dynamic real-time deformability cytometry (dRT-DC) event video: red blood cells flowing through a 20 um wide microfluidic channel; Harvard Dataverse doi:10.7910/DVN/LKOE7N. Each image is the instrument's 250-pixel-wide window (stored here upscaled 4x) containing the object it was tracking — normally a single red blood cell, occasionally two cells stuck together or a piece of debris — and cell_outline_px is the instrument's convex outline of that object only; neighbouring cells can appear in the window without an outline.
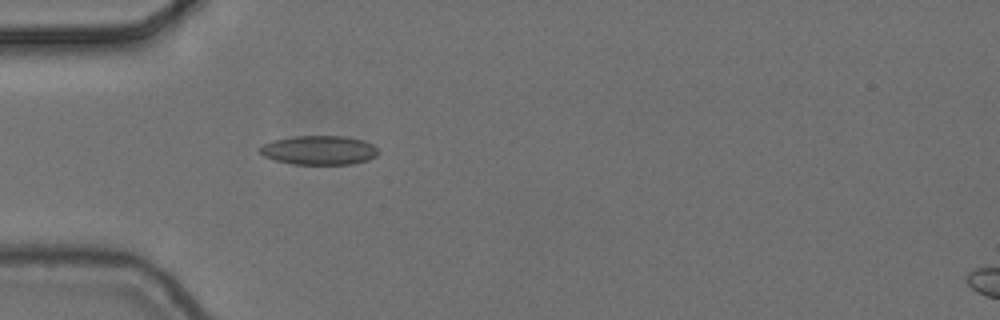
{"species": "common noctule bat (a hibernating species)", "species_latin": "Nyctalus noctula", "temperature_condition": "cold", "stored_images_in_passage": 2, "segment_of_instrument_passage": [1, 2], "camera_frame_rate_fps": 3000, "um_per_image_px": 0.085, "animal": {"sex": "female", "body_mass_g": 24.6, "forearm_length_mm": 56.2}, "frame": {"image": 1, "passage_image": 1, "time_ms": 0.0, "image_size_px": [1000, 320], "cell_outline_px": [[376, 156], [368, 160], [352, 164], [292, 164], [276, 160], [264, 156], [260, 152], [260, 148], [264, 144], [276, 140], [292, 136], [344, 136], [364, 140], [372, 144], [376, 148]], "centroid_in_image_um": [27.14, 12.76], "position_along_channel_um": 57.9, "area_um2": 19.88}}